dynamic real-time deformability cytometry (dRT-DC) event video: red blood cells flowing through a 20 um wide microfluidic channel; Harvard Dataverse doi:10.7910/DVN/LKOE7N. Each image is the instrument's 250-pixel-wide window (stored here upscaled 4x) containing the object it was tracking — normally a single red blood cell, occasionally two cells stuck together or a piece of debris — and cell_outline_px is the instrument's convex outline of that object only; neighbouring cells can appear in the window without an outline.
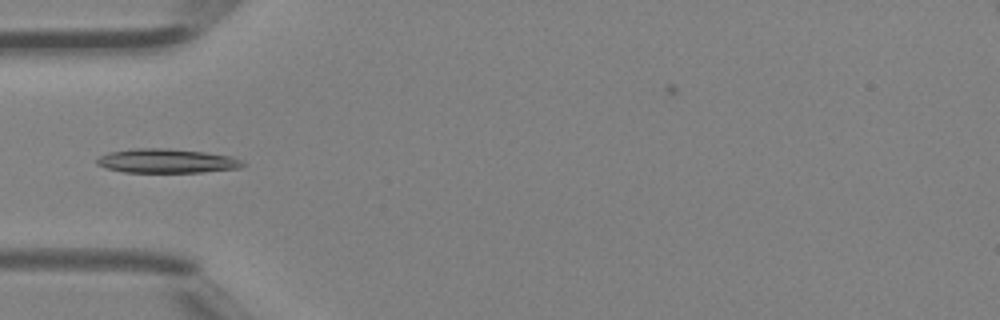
{"species": "Egyptian fruit bat (a non-hibernating species)", "species_latin": "Rousettus aegyptiacus", "temperature_condition": "room temperature", "stored_images_in_passage": 3, "camera_frame_rate_fps": 3000, "um_per_image_px": 0.085, "animal": {"sex": "female"}, "frame": {"image": 1, "passage_image": 1, "time_ms": 0.0, "image_size_px": [1000, 320], "cell_outline_px": [[248, 164], [240, 168], [204, 172], [124, 172], [108, 168], [96, 164], [96, 160], [100, 156], [108, 152], [132, 148], [168, 148], [204, 152], [232, 156]], "centroid_in_image_um": [14.2, 13.67], "position_along_channel_um": 70.8, "area_um2": 20.63}}
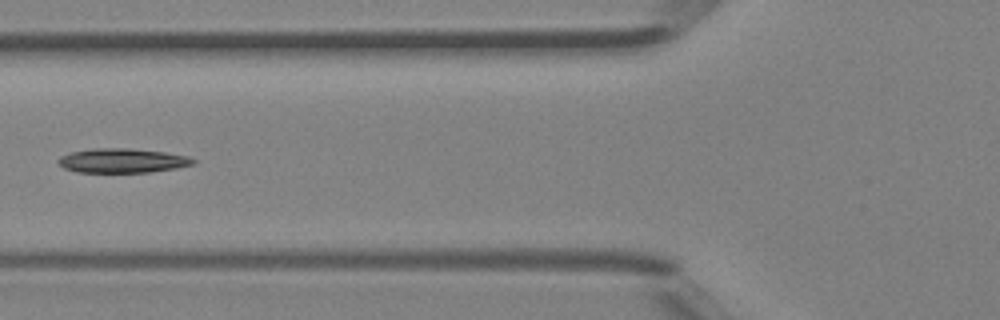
{"frame": {"image": 2, "passage_image": 2, "time_ms": 0.333, "image_size_px": [1000, 320], "cell_outline_px": [[196, 160], [192, 164], [176, 168], [148, 172], [76, 172], [64, 168], [56, 160], [60, 156], [72, 152], [92, 148], [128, 148], [164, 152], [188, 156]], "centroid_in_image_um": [10.37, 13.65], "position_along_channel_um": 115.4, "area_um2": 19.02}}
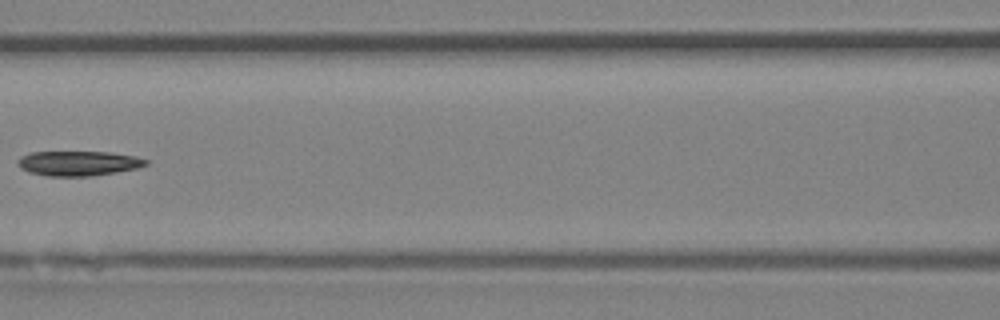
{"frame": {"image": 3, "passage_image": 3, "time_ms": 0.667, "image_size_px": [1000, 320], "cell_outline_px": [[148, 164], [136, 168], [116, 172], [92, 176], [44, 176], [28, 172], [20, 168], [16, 164], [16, 160], [20, 156], [32, 152], [108, 152], [136, 156], [148, 160]], "centroid_in_image_um": [6.61, 13.88], "position_along_channel_um": 160.0, "area_um2": 18.67}}